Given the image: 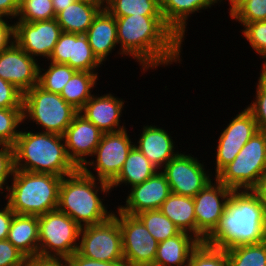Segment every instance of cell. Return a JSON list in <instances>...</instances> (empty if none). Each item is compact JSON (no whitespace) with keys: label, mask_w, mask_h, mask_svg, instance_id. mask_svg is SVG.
<instances>
[{"label":"cell","mask_w":266,"mask_h":266,"mask_svg":"<svg viewBox=\"0 0 266 266\" xmlns=\"http://www.w3.org/2000/svg\"><path fill=\"white\" fill-rule=\"evenodd\" d=\"M115 19L119 54L132 56L144 72L159 65L180 63L183 40L163 16L129 15Z\"/></svg>","instance_id":"1"},{"label":"cell","mask_w":266,"mask_h":266,"mask_svg":"<svg viewBox=\"0 0 266 266\" xmlns=\"http://www.w3.org/2000/svg\"><path fill=\"white\" fill-rule=\"evenodd\" d=\"M266 240V215L252 190H233L214 230L204 239L212 247L258 244Z\"/></svg>","instance_id":"2"},{"label":"cell","mask_w":266,"mask_h":266,"mask_svg":"<svg viewBox=\"0 0 266 266\" xmlns=\"http://www.w3.org/2000/svg\"><path fill=\"white\" fill-rule=\"evenodd\" d=\"M99 190L100 193L109 194L110 184L78 168L62 178L57 209L70 216L81 228L102 223L113 213L107 210L103 199L99 198Z\"/></svg>","instance_id":"3"},{"label":"cell","mask_w":266,"mask_h":266,"mask_svg":"<svg viewBox=\"0 0 266 266\" xmlns=\"http://www.w3.org/2000/svg\"><path fill=\"white\" fill-rule=\"evenodd\" d=\"M13 147L15 169L61 177L78 169L68 157L62 135L20 131Z\"/></svg>","instance_id":"4"},{"label":"cell","mask_w":266,"mask_h":266,"mask_svg":"<svg viewBox=\"0 0 266 266\" xmlns=\"http://www.w3.org/2000/svg\"><path fill=\"white\" fill-rule=\"evenodd\" d=\"M61 176L15 169L6 199L19 215H42L57 209Z\"/></svg>","instance_id":"5"},{"label":"cell","mask_w":266,"mask_h":266,"mask_svg":"<svg viewBox=\"0 0 266 266\" xmlns=\"http://www.w3.org/2000/svg\"><path fill=\"white\" fill-rule=\"evenodd\" d=\"M266 175V132L259 130L215 178L233 190H252Z\"/></svg>","instance_id":"6"},{"label":"cell","mask_w":266,"mask_h":266,"mask_svg":"<svg viewBox=\"0 0 266 266\" xmlns=\"http://www.w3.org/2000/svg\"><path fill=\"white\" fill-rule=\"evenodd\" d=\"M78 112L60 94L46 91L38 84L23 93V121L30 118L42 132L63 136Z\"/></svg>","instance_id":"7"},{"label":"cell","mask_w":266,"mask_h":266,"mask_svg":"<svg viewBox=\"0 0 266 266\" xmlns=\"http://www.w3.org/2000/svg\"><path fill=\"white\" fill-rule=\"evenodd\" d=\"M38 255L43 257H70L78 250L81 227L58 209L38 216Z\"/></svg>","instance_id":"8"},{"label":"cell","mask_w":266,"mask_h":266,"mask_svg":"<svg viewBox=\"0 0 266 266\" xmlns=\"http://www.w3.org/2000/svg\"><path fill=\"white\" fill-rule=\"evenodd\" d=\"M77 252L98 261H124L122 234L118 220L112 215L108 220L81 228Z\"/></svg>","instance_id":"9"},{"label":"cell","mask_w":266,"mask_h":266,"mask_svg":"<svg viewBox=\"0 0 266 266\" xmlns=\"http://www.w3.org/2000/svg\"><path fill=\"white\" fill-rule=\"evenodd\" d=\"M129 137L126 129L103 133L93 154L96 160L87 161L81 169L88 175L110 184L118 176L129 152L135 145ZM88 165L96 169L97 176L87 168Z\"/></svg>","instance_id":"10"},{"label":"cell","mask_w":266,"mask_h":266,"mask_svg":"<svg viewBox=\"0 0 266 266\" xmlns=\"http://www.w3.org/2000/svg\"><path fill=\"white\" fill-rule=\"evenodd\" d=\"M118 220L122 234V249L124 261L128 266H152L158 247V241L146 229L142 221L133 215L117 209Z\"/></svg>","instance_id":"11"},{"label":"cell","mask_w":266,"mask_h":266,"mask_svg":"<svg viewBox=\"0 0 266 266\" xmlns=\"http://www.w3.org/2000/svg\"><path fill=\"white\" fill-rule=\"evenodd\" d=\"M203 163L190 154L178 153L161 172L166 176L171 193L194 197L212 179Z\"/></svg>","instance_id":"12"},{"label":"cell","mask_w":266,"mask_h":266,"mask_svg":"<svg viewBox=\"0 0 266 266\" xmlns=\"http://www.w3.org/2000/svg\"><path fill=\"white\" fill-rule=\"evenodd\" d=\"M210 181L194 197L196 238L201 242L214 230L221 218L224 207L233 191L216 178Z\"/></svg>","instance_id":"13"},{"label":"cell","mask_w":266,"mask_h":266,"mask_svg":"<svg viewBox=\"0 0 266 266\" xmlns=\"http://www.w3.org/2000/svg\"><path fill=\"white\" fill-rule=\"evenodd\" d=\"M62 29L56 19L14 23V40L29 56L49 58Z\"/></svg>","instance_id":"14"},{"label":"cell","mask_w":266,"mask_h":266,"mask_svg":"<svg viewBox=\"0 0 266 266\" xmlns=\"http://www.w3.org/2000/svg\"><path fill=\"white\" fill-rule=\"evenodd\" d=\"M258 131L254 117L246 108L236 114L218 137L215 158L216 175L235 159L242 147Z\"/></svg>","instance_id":"15"},{"label":"cell","mask_w":266,"mask_h":266,"mask_svg":"<svg viewBox=\"0 0 266 266\" xmlns=\"http://www.w3.org/2000/svg\"><path fill=\"white\" fill-rule=\"evenodd\" d=\"M49 60L53 63L69 65L76 71L86 72H96L102 64L93 54L85 34L67 32L60 34Z\"/></svg>","instance_id":"16"},{"label":"cell","mask_w":266,"mask_h":266,"mask_svg":"<svg viewBox=\"0 0 266 266\" xmlns=\"http://www.w3.org/2000/svg\"><path fill=\"white\" fill-rule=\"evenodd\" d=\"M15 42L0 52V78L25 93L38 84L39 63Z\"/></svg>","instance_id":"17"},{"label":"cell","mask_w":266,"mask_h":266,"mask_svg":"<svg viewBox=\"0 0 266 266\" xmlns=\"http://www.w3.org/2000/svg\"><path fill=\"white\" fill-rule=\"evenodd\" d=\"M102 134L99 128L79 112L74 116L63 137L68 157L77 168L81 169L85 165L87 156H93Z\"/></svg>","instance_id":"18"},{"label":"cell","mask_w":266,"mask_h":266,"mask_svg":"<svg viewBox=\"0 0 266 266\" xmlns=\"http://www.w3.org/2000/svg\"><path fill=\"white\" fill-rule=\"evenodd\" d=\"M130 191L126 204L118 206V209L133 216L144 211L159 209L171 194L169 183L161 170L141 184L132 186Z\"/></svg>","instance_id":"19"},{"label":"cell","mask_w":266,"mask_h":266,"mask_svg":"<svg viewBox=\"0 0 266 266\" xmlns=\"http://www.w3.org/2000/svg\"><path fill=\"white\" fill-rule=\"evenodd\" d=\"M123 101L111 93L99 97L93 94L79 110V113L103 133L118 132L126 129L124 125L120 126Z\"/></svg>","instance_id":"20"},{"label":"cell","mask_w":266,"mask_h":266,"mask_svg":"<svg viewBox=\"0 0 266 266\" xmlns=\"http://www.w3.org/2000/svg\"><path fill=\"white\" fill-rule=\"evenodd\" d=\"M137 143L134 146L159 170L179 153L174 152V141L170 134L155 125L144 126Z\"/></svg>","instance_id":"21"},{"label":"cell","mask_w":266,"mask_h":266,"mask_svg":"<svg viewBox=\"0 0 266 266\" xmlns=\"http://www.w3.org/2000/svg\"><path fill=\"white\" fill-rule=\"evenodd\" d=\"M85 35L87 36L93 54L103 64V61L107 60V56L110 55L109 53L118 44L115 17L103 7L94 17Z\"/></svg>","instance_id":"22"},{"label":"cell","mask_w":266,"mask_h":266,"mask_svg":"<svg viewBox=\"0 0 266 266\" xmlns=\"http://www.w3.org/2000/svg\"><path fill=\"white\" fill-rule=\"evenodd\" d=\"M200 240L188 232L158 243L152 266H187L191 253L200 244Z\"/></svg>","instance_id":"23"},{"label":"cell","mask_w":266,"mask_h":266,"mask_svg":"<svg viewBox=\"0 0 266 266\" xmlns=\"http://www.w3.org/2000/svg\"><path fill=\"white\" fill-rule=\"evenodd\" d=\"M7 240L26 258L37 256L39 246L38 216L14 214Z\"/></svg>","instance_id":"24"},{"label":"cell","mask_w":266,"mask_h":266,"mask_svg":"<svg viewBox=\"0 0 266 266\" xmlns=\"http://www.w3.org/2000/svg\"><path fill=\"white\" fill-rule=\"evenodd\" d=\"M103 8L92 0H76L56 15L62 32L85 34L94 17Z\"/></svg>","instance_id":"25"},{"label":"cell","mask_w":266,"mask_h":266,"mask_svg":"<svg viewBox=\"0 0 266 266\" xmlns=\"http://www.w3.org/2000/svg\"><path fill=\"white\" fill-rule=\"evenodd\" d=\"M215 3L216 0H160V8L165 23L183 40L188 17Z\"/></svg>","instance_id":"26"},{"label":"cell","mask_w":266,"mask_h":266,"mask_svg":"<svg viewBox=\"0 0 266 266\" xmlns=\"http://www.w3.org/2000/svg\"><path fill=\"white\" fill-rule=\"evenodd\" d=\"M195 204L193 197L171 193L159 210L181 231L196 237Z\"/></svg>","instance_id":"27"},{"label":"cell","mask_w":266,"mask_h":266,"mask_svg":"<svg viewBox=\"0 0 266 266\" xmlns=\"http://www.w3.org/2000/svg\"><path fill=\"white\" fill-rule=\"evenodd\" d=\"M158 169L135 146L129 152L118 176L110 183L111 189L124 183L135 186L152 177Z\"/></svg>","instance_id":"28"},{"label":"cell","mask_w":266,"mask_h":266,"mask_svg":"<svg viewBox=\"0 0 266 266\" xmlns=\"http://www.w3.org/2000/svg\"><path fill=\"white\" fill-rule=\"evenodd\" d=\"M98 80V72L76 71L62 89L60 95L78 111L93 96L91 89Z\"/></svg>","instance_id":"29"},{"label":"cell","mask_w":266,"mask_h":266,"mask_svg":"<svg viewBox=\"0 0 266 266\" xmlns=\"http://www.w3.org/2000/svg\"><path fill=\"white\" fill-rule=\"evenodd\" d=\"M104 7L113 17L162 16L160 0H107Z\"/></svg>","instance_id":"30"},{"label":"cell","mask_w":266,"mask_h":266,"mask_svg":"<svg viewBox=\"0 0 266 266\" xmlns=\"http://www.w3.org/2000/svg\"><path fill=\"white\" fill-rule=\"evenodd\" d=\"M136 216L158 242L172 238L181 232L159 209L144 211Z\"/></svg>","instance_id":"31"},{"label":"cell","mask_w":266,"mask_h":266,"mask_svg":"<svg viewBox=\"0 0 266 266\" xmlns=\"http://www.w3.org/2000/svg\"><path fill=\"white\" fill-rule=\"evenodd\" d=\"M229 266H266V240L226 250Z\"/></svg>","instance_id":"32"},{"label":"cell","mask_w":266,"mask_h":266,"mask_svg":"<svg viewBox=\"0 0 266 266\" xmlns=\"http://www.w3.org/2000/svg\"><path fill=\"white\" fill-rule=\"evenodd\" d=\"M49 64L48 69L39 66L38 85L46 91L60 94L76 70L66 64Z\"/></svg>","instance_id":"33"},{"label":"cell","mask_w":266,"mask_h":266,"mask_svg":"<svg viewBox=\"0 0 266 266\" xmlns=\"http://www.w3.org/2000/svg\"><path fill=\"white\" fill-rule=\"evenodd\" d=\"M18 21L34 22L55 19L52 0H19Z\"/></svg>","instance_id":"34"},{"label":"cell","mask_w":266,"mask_h":266,"mask_svg":"<svg viewBox=\"0 0 266 266\" xmlns=\"http://www.w3.org/2000/svg\"><path fill=\"white\" fill-rule=\"evenodd\" d=\"M231 19H235L244 27L247 23L266 20V0H240L230 11Z\"/></svg>","instance_id":"35"},{"label":"cell","mask_w":266,"mask_h":266,"mask_svg":"<svg viewBox=\"0 0 266 266\" xmlns=\"http://www.w3.org/2000/svg\"><path fill=\"white\" fill-rule=\"evenodd\" d=\"M23 108H0V145H14L23 123Z\"/></svg>","instance_id":"36"},{"label":"cell","mask_w":266,"mask_h":266,"mask_svg":"<svg viewBox=\"0 0 266 266\" xmlns=\"http://www.w3.org/2000/svg\"><path fill=\"white\" fill-rule=\"evenodd\" d=\"M187 266H229L226 250L200 242L191 253Z\"/></svg>","instance_id":"37"},{"label":"cell","mask_w":266,"mask_h":266,"mask_svg":"<svg viewBox=\"0 0 266 266\" xmlns=\"http://www.w3.org/2000/svg\"><path fill=\"white\" fill-rule=\"evenodd\" d=\"M242 33L252 49L266 59V20L247 23Z\"/></svg>","instance_id":"38"},{"label":"cell","mask_w":266,"mask_h":266,"mask_svg":"<svg viewBox=\"0 0 266 266\" xmlns=\"http://www.w3.org/2000/svg\"><path fill=\"white\" fill-rule=\"evenodd\" d=\"M255 102L246 108L254 117L258 129L266 132V87L258 80Z\"/></svg>","instance_id":"39"},{"label":"cell","mask_w":266,"mask_h":266,"mask_svg":"<svg viewBox=\"0 0 266 266\" xmlns=\"http://www.w3.org/2000/svg\"><path fill=\"white\" fill-rule=\"evenodd\" d=\"M0 191L8 190V181L15 171L14 147L12 145H0ZM7 184V186H5ZM5 186V188H4Z\"/></svg>","instance_id":"40"},{"label":"cell","mask_w":266,"mask_h":266,"mask_svg":"<svg viewBox=\"0 0 266 266\" xmlns=\"http://www.w3.org/2000/svg\"><path fill=\"white\" fill-rule=\"evenodd\" d=\"M0 108H23V92L0 78Z\"/></svg>","instance_id":"41"},{"label":"cell","mask_w":266,"mask_h":266,"mask_svg":"<svg viewBox=\"0 0 266 266\" xmlns=\"http://www.w3.org/2000/svg\"><path fill=\"white\" fill-rule=\"evenodd\" d=\"M26 257L7 239L0 240V266H25Z\"/></svg>","instance_id":"42"},{"label":"cell","mask_w":266,"mask_h":266,"mask_svg":"<svg viewBox=\"0 0 266 266\" xmlns=\"http://www.w3.org/2000/svg\"><path fill=\"white\" fill-rule=\"evenodd\" d=\"M69 266H128L125 261H98L81 256L77 251L67 257Z\"/></svg>","instance_id":"43"},{"label":"cell","mask_w":266,"mask_h":266,"mask_svg":"<svg viewBox=\"0 0 266 266\" xmlns=\"http://www.w3.org/2000/svg\"><path fill=\"white\" fill-rule=\"evenodd\" d=\"M25 266H69L67 258L33 256L26 258Z\"/></svg>","instance_id":"44"},{"label":"cell","mask_w":266,"mask_h":266,"mask_svg":"<svg viewBox=\"0 0 266 266\" xmlns=\"http://www.w3.org/2000/svg\"><path fill=\"white\" fill-rule=\"evenodd\" d=\"M0 17V52L8 49L14 42V24H8V21Z\"/></svg>","instance_id":"45"},{"label":"cell","mask_w":266,"mask_h":266,"mask_svg":"<svg viewBox=\"0 0 266 266\" xmlns=\"http://www.w3.org/2000/svg\"><path fill=\"white\" fill-rule=\"evenodd\" d=\"M15 212L6 203V206L0 209V240H5L8 237L10 224Z\"/></svg>","instance_id":"46"},{"label":"cell","mask_w":266,"mask_h":266,"mask_svg":"<svg viewBox=\"0 0 266 266\" xmlns=\"http://www.w3.org/2000/svg\"><path fill=\"white\" fill-rule=\"evenodd\" d=\"M19 10V0H0V17L16 18Z\"/></svg>","instance_id":"47"},{"label":"cell","mask_w":266,"mask_h":266,"mask_svg":"<svg viewBox=\"0 0 266 266\" xmlns=\"http://www.w3.org/2000/svg\"><path fill=\"white\" fill-rule=\"evenodd\" d=\"M252 191L258 196L266 215V175L259 181Z\"/></svg>","instance_id":"48"},{"label":"cell","mask_w":266,"mask_h":266,"mask_svg":"<svg viewBox=\"0 0 266 266\" xmlns=\"http://www.w3.org/2000/svg\"><path fill=\"white\" fill-rule=\"evenodd\" d=\"M74 1L76 0H52L55 15L64 10L67 6H70Z\"/></svg>","instance_id":"49"},{"label":"cell","mask_w":266,"mask_h":266,"mask_svg":"<svg viewBox=\"0 0 266 266\" xmlns=\"http://www.w3.org/2000/svg\"><path fill=\"white\" fill-rule=\"evenodd\" d=\"M265 62L262 64L263 67L261 69L259 81L266 87V59L264 60Z\"/></svg>","instance_id":"50"},{"label":"cell","mask_w":266,"mask_h":266,"mask_svg":"<svg viewBox=\"0 0 266 266\" xmlns=\"http://www.w3.org/2000/svg\"><path fill=\"white\" fill-rule=\"evenodd\" d=\"M240 0H231L230 2H229V4H230V8H229V10H231L238 2H239Z\"/></svg>","instance_id":"51"},{"label":"cell","mask_w":266,"mask_h":266,"mask_svg":"<svg viewBox=\"0 0 266 266\" xmlns=\"http://www.w3.org/2000/svg\"><path fill=\"white\" fill-rule=\"evenodd\" d=\"M92 1H95L97 3H100L103 7L105 6L107 0H92Z\"/></svg>","instance_id":"52"}]
</instances>
